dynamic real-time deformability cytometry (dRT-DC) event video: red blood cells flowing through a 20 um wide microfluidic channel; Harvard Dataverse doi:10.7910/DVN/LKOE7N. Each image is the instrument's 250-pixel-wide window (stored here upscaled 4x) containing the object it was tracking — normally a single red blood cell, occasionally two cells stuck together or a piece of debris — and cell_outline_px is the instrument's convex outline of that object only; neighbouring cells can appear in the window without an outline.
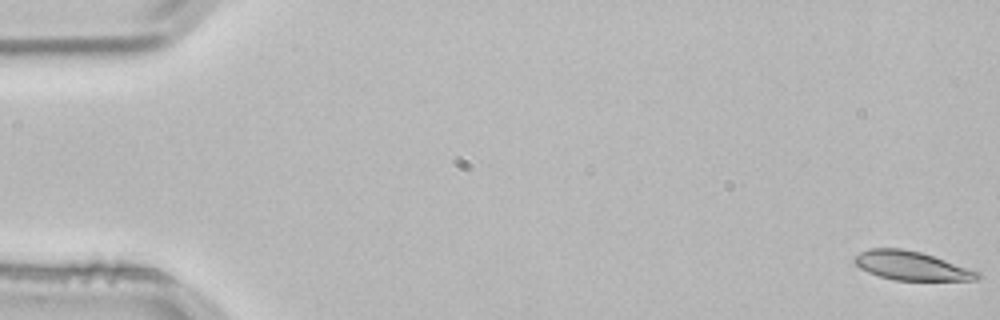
{"species": "common noctule bat (a hibernating species)", "species_latin": "Nyctalus noctula", "temperature_condition": "room temperature", "stored_images_in_passage": 4, "camera_frame_rate_fps": 3000, "um_per_image_px": 0.085, "animal": {"sex": "male", "body_mass_g": 21.5, "forearm_length_mm": 52.0}, "frame": {"image": 1, "passage_image": 1, "time_ms": 0.0, "image_size_px": [1000, 320], "cell_outline_px": [[980, 276], [976, 280], [892, 280], [868, 272], [860, 268], [852, 260], [860, 252], [872, 248], [900, 248], [920, 252], [980, 272]], "centroid_in_image_um": [77.43, 22.59], "position_along_channel_um": 7.6, "area_um2": 20.35}}